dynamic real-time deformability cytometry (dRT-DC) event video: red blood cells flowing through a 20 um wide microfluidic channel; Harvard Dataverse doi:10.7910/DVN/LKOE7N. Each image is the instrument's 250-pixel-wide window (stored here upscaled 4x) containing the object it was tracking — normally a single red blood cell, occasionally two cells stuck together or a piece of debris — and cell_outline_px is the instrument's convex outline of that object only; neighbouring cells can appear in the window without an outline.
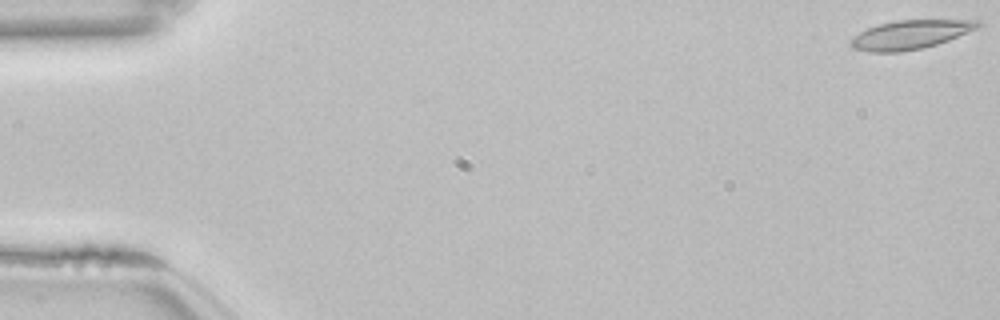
{"species": "common noctule bat (a hibernating species)", "species_latin": "Nyctalus noctula", "temperature_condition": "room temperature", "stored_images_in_passage": 54, "camera_frame_rate_fps": 3000, "um_per_image_px": 0.085, "animal": {"sex": "female", "body_mass_g": 22.7, "forearm_length_mm": 54.2}, "frame": {"image": 1, "passage_image": 1, "time_ms": 0.0, "image_size_px": [1000, 320], "cell_outline_px": [[984, 24], [980, 28], [948, 40], [924, 48], [900, 52], [868, 52], [852, 48], [848, 44], [848, 40], [860, 32], [868, 28], [880, 24], [896, 20], [980, 20]], "centroid_in_image_um": [77.39, 2.95], "position_along_channel_um": 7.6, "area_um2": 21.62}}
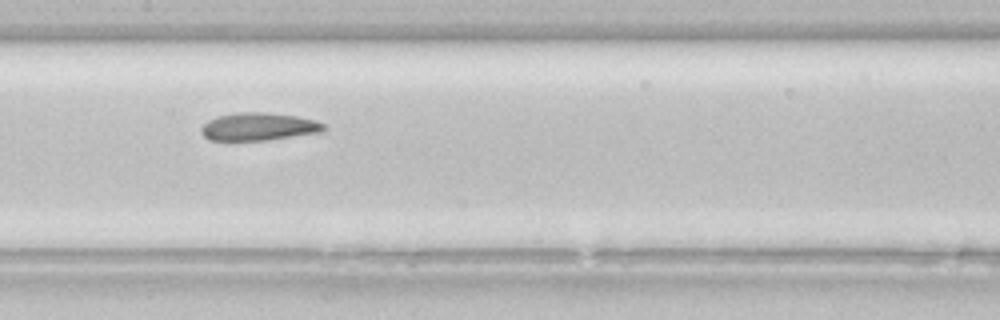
{"frame": {"image": 2, "passage_image": 27, "time_ms": 8.667, "image_size_px": [1000, 320], "cell_outline_px": [[324, 132], [268, 140], [208, 140], [200, 132], [200, 128], [208, 120], [216, 116], [236, 112], [264, 112], [296, 116], [316, 120], [324, 124]], "centroid_in_image_um": [21.97, 10.76], "position_along_channel_um": 185.4, "area_um2": 20.0}}
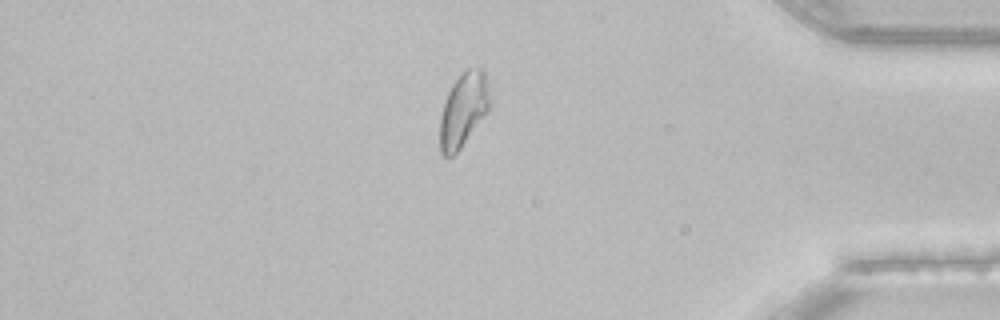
{"frame": {"image": 3, "passage_image": 46, "time_ms": 15.0, "image_size_px": [1000, 320], "cell_outline_px": [[488, 112], [460, 148], [452, 156], [444, 156], [440, 152], [440, 116], [448, 92], [452, 84], [468, 68], [480, 68], [484, 72], [488, 88]], "centroid_in_image_um": [39.36, 9.35], "position_along_channel_um": 395.8, "area_um2": 20.98}, "authors_computed_cell_mechanics": {"area_um2": 21.1259, "velocity_mm_per_s": 3.8301, "shape_relaxation_time_tau1_ms": null, "shape_relaxation_time_tau2_ms": 2.7781, "deformation_change_tau1": null, "deformation_change_tau2": 0.0835}}